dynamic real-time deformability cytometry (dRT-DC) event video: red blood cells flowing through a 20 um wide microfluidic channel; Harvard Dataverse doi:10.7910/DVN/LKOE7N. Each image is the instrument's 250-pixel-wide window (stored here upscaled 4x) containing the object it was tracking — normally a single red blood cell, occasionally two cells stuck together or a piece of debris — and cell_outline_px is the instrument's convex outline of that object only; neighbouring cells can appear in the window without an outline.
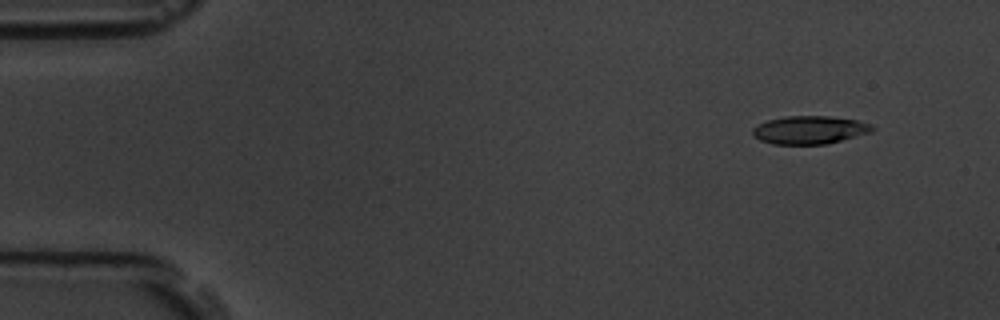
{"species": "common noctule bat (a hibernating species)", "species_latin": "Nyctalus noctula", "temperature_condition": "room temperature", "stored_images_in_passage": 7, "camera_frame_rate_fps": 3000, "um_per_image_px": 0.085, "animal": {"sex": "male", "body_mass_g": 19.5, "forearm_length_mm": 54.6}, "frame": {"image": 1, "passage_image": 2, "time_ms": 1.0, "image_size_px": [1000, 320], "cell_outline_px": [[876, 128], [872, 132], [828, 144], [772, 144], [760, 140], [752, 132], [752, 128], [768, 120], [784, 116], [828, 116], [856, 120], [872, 124]], "centroid_in_image_um": [68.86, 11.04], "position_along_channel_um": 16.1, "area_um2": 19.59}}
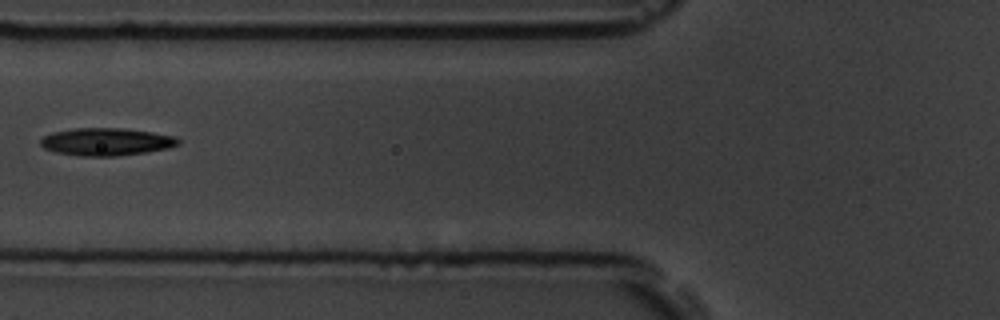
{"frame": {"image": 2, "passage_image": 6, "time_ms": 6.667, "image_size_px": [1000, 320], "cell_outline_px": [[180, 144], [168, 148], [144, 152], [116, 156], [80, 156], [56, 152], [44, 148], [40, 144], [40, 140], [44, 136], [52, 132], [72, 128], [124, 128], [152, 132], [176, 136], [180, 140]], "centroid_in_image_um": [9.04, 12.04], "position_along_channel_um": 116.8, "area_um2": 22.2}}
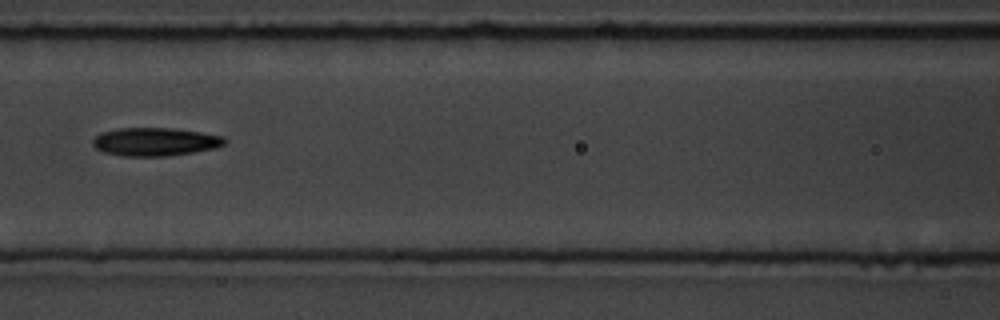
{"frame": {"image": 3, "passage_image": 7, "time_ms": 7.667, "image_size_px": [1000, 320], "cell_outline_px": [[228, 140], [224, 144], [216, 148], [168, 156], [120, 156], [104, 152], [96, 148], [92, 144], [92, 140], [100, 132], [120, 128], [172, 128], [200, 132], [224, 136]], "centroid_in_image_um": [13.18, 12.05], "position_along_channel_um": 153.4, "area_um2": 21.79}}